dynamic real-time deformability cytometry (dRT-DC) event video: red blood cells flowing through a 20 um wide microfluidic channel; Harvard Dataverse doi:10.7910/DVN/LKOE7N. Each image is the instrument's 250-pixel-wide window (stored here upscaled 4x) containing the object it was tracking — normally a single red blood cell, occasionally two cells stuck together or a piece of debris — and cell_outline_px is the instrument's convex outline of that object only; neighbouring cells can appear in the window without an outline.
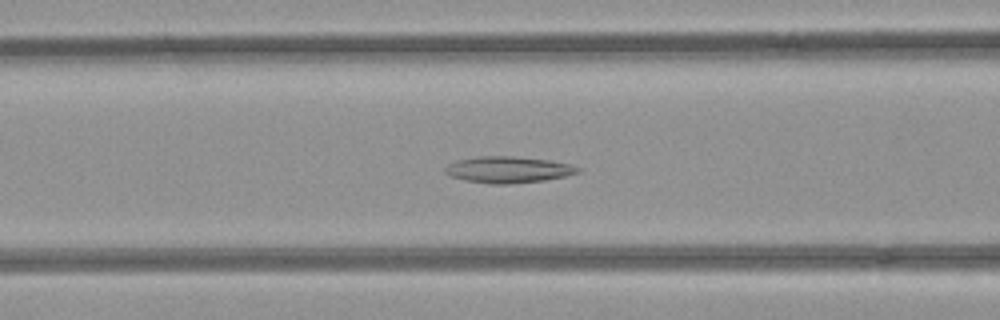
{"species": "common noctule bat (a hibernating species)", "species_latin": "Nyctalus noctula", "temperature_condition": "room temperature", "stored_images_in_passage": 52, "camera_frame_rate_fps": 3000, "um_per_image_px": 0.085, "animal": {"sex": "female", "body_mass_g": 21.9}, "frame": {"image": 1, "passage_image": 21, "time_ms": 6.667, "image_size_px": [1000, 320], "cell_outline_px": [[580, 172], [564, 176], [544, 180], [508, 184], [492, 184], [464, 180], [452, 176], [444, 172], [444, 168], [448, 164], [456, 160], [476, 156], [512, 156], [548, 160], [568, 164], [580, 168]], "centroid_in_image_um": [43.14, 14.41], "position_along_channel_um": 123.5, "area_um2": 20.29}}
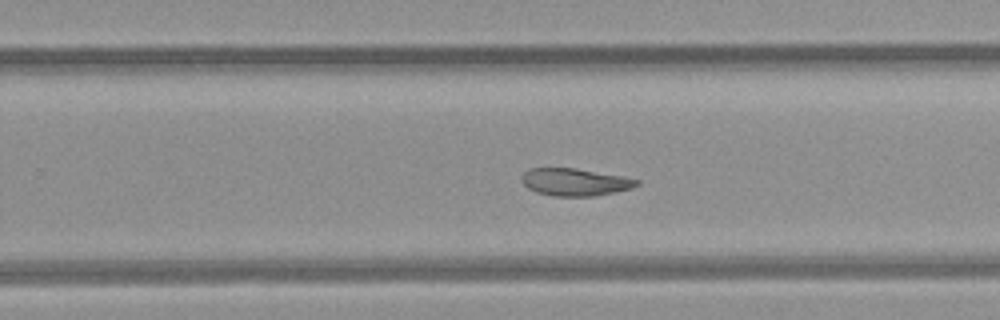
{"frame": {"image": 2, "passage_image": 33, "time_ms": 10.667, "image_size_px": [1000, 320], "cell_outline_px": [[640, 184], [632, 188], [616, 192], [596, 196], [552, 196], [536, 192], [528, 188], [524, 184], [524, 172], [528, 168], [576, 168], [624, 176], [640, 180]], "centroid_in_image_um": [48.93, 15.48], "position_along_channel_um": 280.9, "area_um2": 18.44}}
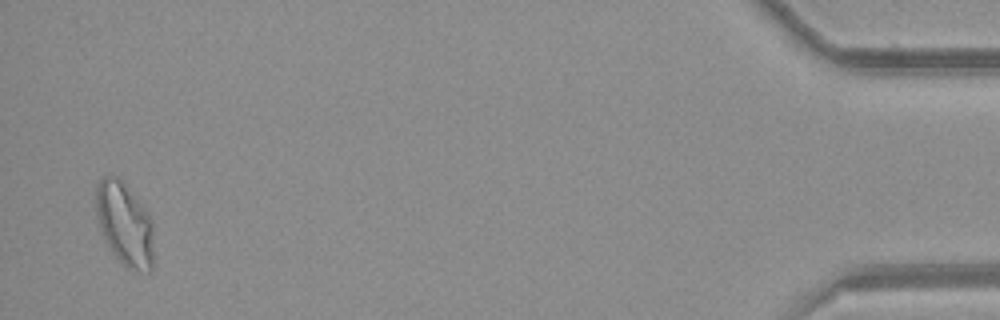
{"frame": {"image": 3, "passage_image": 51, "time_ms": 16.667, "image_size_px": [1000, 320], "cell_outline_px": [[152, 272], [140, 272], [124, 268], [120, 264], [108, 248], [104, 240], [100, 228], [96, 212], [96, 184], [104, 176], [112, 172], [120, 176], [148, 212], [152, 220]], "centroid_in_image_um": [10.58, 19.03], "position_along_channel_um": 424.6, "area_um2": 28.84}, "authors_computed_cell_mechanics": {"area_um2": 22.0218, "velocity_mm_per_s": 3.9481, "shape_relaxation_time_tau1_ms": null, "shape_relaxation_time_tau2_ms": 5.3592, "deformation_change_tau1": null, "deformation_change_tau2": 0.1227}}